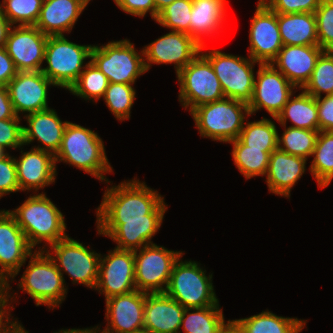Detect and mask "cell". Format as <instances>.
Masks as SVG:
<instances>
[{
	"mask_svg": "<svg viewBox=\"0 0 333 333\" xmlns=\"http://www.w3.org/2000/svg\"><path fill=\"white\" fill-rule=\"evenodd\" d=\"M165 198L137 177L106 187L96 221H163Z\"/></svg>",
	"mask_w": 333,
	"mask_h": 333,
	"instance_id": "6da1fadb",
	"label": "cell"
},
{
	"mask_svg": "<svg viewBox=\"0 0 333 333\" xmlns=\"http://www.w3.org/2000/svg\"><path fill=\"white\" fill-rule=\"evenodd\" d=\"M55 163L63 162L74 166L105 184L110 183L105 174L112 173L103 140L97 132L68 121Z\"/></svg>",
	"mask_w": 333,
	"mask_h": 333,
	"instance_id": "7a4b0ae2",
	"label": "cell"
},
{
	"mask_svg": "<svg viewBox=\"0 0 333 333\" xmlns=\"http://www.w3.org/2000/svg\"><path fill=\"white\" fill-rule=\"evenodd\" d=\"M45 192L30 195L14 210H8L25 233L29 245L37 250L47 249L50 245L67 237V224L63 213L55 206ZM48 245V246H47Z\"/></svg>",
	"mask_w": 333,
	"mask_h": 333,
	"instance_id": "3957f363",
	"label": "cell"
},
{
	"mask_svg": "<svg viewBox=\"0 0 333 333\" xmlns=\"http://www.w3.org/2000/svg\"><path fill=\"white\" fill-rule=\"evenodd\" d=\"M34 251L14 216L8 210H0V316L13 319L10 312L15 308L12 302L16 294L11 293L10 282Z\"/></svg>",
	"mask_w": 333,
	"mask_h": 333,
	"instance_id": "277c9868",
	"label": "cell"
},
{
	"mask_svg": "<svg viewBox=\"0 0 333 333\" xmlns=\"http://www.w3.org/2000/svg\"><path fill=\"white\" fill-rule=\"evenodd\" d=\"M190 114L201 137L222 143L238 139L250 116L248 104L231 98L202 104Z\"/></svg>",
	"mask_w": 333,
	"mask_h": 333,
	"instance_id": "5b68a950",
	"label": "cell"
},
{
	"mask_svg": "<svg viewBox=\"0 0 333 333\" xmlns=\"http://www.w3.org/2000/svg\"><path fill=\"white\" fill-rule=\"evenodd\" d=\"M29 259L19 279L18 290L21 289L34 299L36 306L59 308L68 292L61 272L44 250L35 249Z\"/></svg>",
	"mask_w": 333,
	"mask_h": 333,
	"instance_id": "8992f818",
	"label": "cell"
},
{
	"mask_svg": "<svg viewBox=\"0 0 333 333\" xmlns=\"http://www.w3.org/2000/svg\"><path fill=\"white\" fill-rule=\"evenodd\" d=\"M175 262L165 293L179 302L184 308H199L219 305L212 283L213 273L192 260Z\"/></svg>",
	"mask_w": 333,
	"mask_h": 333,
	"instance_id": "52a82bcc",
	"label": "cell"
},
{
	"mask_svg": "<svg viewBox=\"0 0 333 333\" xmlns=\"http://www.w3.org/2000/svg\"><path fill=\"white\" fill-rule=\"evenodd\" d=\"M93 45H79L64 35L48 36L44 61L48 65L41 72L55 87L69 90L91 59Z\"/></svg>",
	"mask_w": 333,
	"mask_h": 333,
	"instance_id": "ba28073f",
	"label": "cell"
},
{
	"mask_svg": "<svg viewBox=\"0 0 333 333\" xmlns=\"http://www.w3.org/2000/svg\"><path fill=\"white\" fill-rule=\"evenodd\" d=\"M136 50L130 39L109 41L105 45H93L90 60L106 75L109 83L133 85L147 72L143 49Z\"/></svg>",
	"mask_w": 333,
	"mask_h": 333,
	"instance_id": "9c48e42d",
	"label": "cell"
},
{
	"mask_svg": "<svg viewBox=\"0 0 333 333\" xmlns=\"http://www.w3.org/2000/svg\"><path fill=\"white\" fill-rule=\"evenodd\" d=\"M47 248L44 251L61 272L64 282L65 273L71 278L73 284H82L95 290L99 277L100 253L69 235Z\"/></svg>",
	"mask_w": 333,
	"mask_h": 333,
	"instance_id": "30bf717a",
	"label": "cell"
},
{
	"mask_svg": "<svg viewBox=\"0 0 333 333\" xmlns=\"http://www.w3.org/2000/svg\"><path fill=\"white\" fill-rule=\"evenodd\" d=\"M207 46H201L200 53L210 62L218 77L225 98L249 104L252 99L255 73L254 65L258 62L250 57L228 54L216 49L206 53L203 50Z\"/></svg>",
	"mask_w": 333,
	"mask_h": 333,
	"instance_id": "8fae6325",
	"label": "cell"
},
{
	"mask_svg": "<svg viewBox=\"0 0 333 333\" xmlns=\"http://www.w3.org/2000/svg\"><path fill=\"white\" fill-rule=\"evenodd\" d=\"M178 100L185 110L225 98L221 83L210 62L199 53L177 74Z\"/></svg>",
	"mask_w": 333,
	"mask_h": 333,
	"instance_id": "7c38bea8",
	"label": "cell"
},
{
	"mask_svg": "<svg viewBox=\"0 0 333 333\" xmlns=\"http://www.w3.org/2000/svg\"><path fill=\"white\" fill-rule=\"evenodd\" d=\"M182 251L168 250L156 243L134 251L136 289L146 293L165 292L175 262Z\"/></svg>",
	"mask_w": 333,
	"mask_h": 333,
	"instance_id": "4fadbf2b",
	"label": "cell"
},
{
	"mask_svg": "<svg viewBox=\"0 0 333 333\" xmlns=\"http://www.w3.org/2000/svg\"><path fill=\"white\" fill-rule=\"evenodd\" d=\"M256 75L252 99L248 104L250 115L265 109L276 118L297 88L272 64H260Z\"/></svg>",
	"mask_w": 333,
	"mask_h": 333,
	"instance_id": "5bb4252c",
	"label": "cell"
},
{
	"mask_svg": "<svg viewBox=\"0 0 333 333\" xmlns=\"http://www.w3.org/2000/svg\"><path fill=\"white\" fill-rule=\"evenodd\" d=\"M134 266V251L114 248L101 254L95 291L106 300L136 290Z\"/></svg>",
	"mask_w": 333,
	"mask_h": 333,
	"instance_id": "9a60e30c",
	"label": "cell"
},
{
	"mask_svg": "<svg viewBox=\"0 0 333 333\" xmlns=\"http://www.w3.org/2000/svg\"><path fill=\"white\" fill-rule=\"evenodd\" d=\"M142 49L147 72L152 64H174L177 75L200 53L201 45L188 34L170 31Z\"/></svg>",
	"mask_w": 333,
	"mask_h": 333,
	"instance_id": "2e32d148",
	"label": "cell"
},
{
	"mask_svg": "<svg viewBox=\"0 0 333 333\" xmlns=\"http://www.w3.org/2000/svg\"><path fill=\"white\" fill-rule=\"evenodd\" d=\"M248 53L252 60L260 64H271L283 47L277 23V13L264 4H257L251 18Z\"/></svg>",
	"mask_w": 333,
	"mask_h": 333,
	"instance_id": "e0dca14e",
	"label": "cell"
},
{
	"mask_svg": "<svg viewBox=\"0 0 333 333\" xmlns=\"http://www.w3.org/2000/svg\"><path fill=\"white\" fill-rule=\"evenodd\" d=\"M48 36L35 26H12L5 49L18 72L41 71Z\"/></svg>",
	"mask_w": 333,
	"mask_h": 333,
	"instance_id": "ac0fdd59",
	"label": "cell"
},
{
	"mask_svg": "<svg viewBox=\"0 0 333 333\" xmlns=\"http://www.w3.org/2000/svg\"><path fill=\"white\" fill-rule=\"evenodd\" d=\"M146 292L134 290L105 300L106 327L100 333H135L144 331V305Z\"/></svg>",
	"mask_w": 333,
	"mask_h": 333,
	"instance_id": "d6986e66",
	"label": "cell"
},
{
	"mask_svg": "<svg viewBox=\"0 0 333 333\" xmlns=\"http://www.w3.org/2000/svg\"><path fill=\"white\" fill-rule=\"evenodd\" d=\"M51 86L55 85L41 71L17 72L7 85L16 116L50 108L47 100Z\"/></svg>",
	"mask_w": 333,
	"mask_h": 333,
	"instance_id": "ffe728a7",
	"label": "cell"
},
{
	"mask_svg": "<svg viewBox=\"0 0 333 333\" xmlns=\"http://www.w3.org/2000/svg\"><path fill=\"white\" fill-rule=\"evenodd\" d=\"M23 147H20V157H14L20 191L34 190L37 193L39 189L54 184L57 176L54 155L32 147L24 152Z\"/></svg>",
	"mask_w": 333,
	"mask_h": 333,
	"instance_id": "44dd1931",
	"label": "cell"
},
{
	"mask_svg": "<svg viewBox=\"0 0 333 333\" xmlns=\"http://www.w3.org/2000/svg\"><path fill=\"white\" fill-rule=\"evenodd\" d=\"M27 126H23V144L37 140L40 145L32 148L47 151L55 155L61 145L63 133L68 121H62L53 108L37 111L23 117Z\"/></svg>",
	"mask_w": 333,
	"mask_h": 333,
	"instance_id": "7402d4cb",
	"label": "cell"
},
{
	"mask_svg": "<svg viewBox=\"0 0 333 333\" xmlns=\"http://www.w3.org/2000/svg\"><path fill=\"white\" fill-rule=\"evenodd\" d=\"M163 221H96L98 235L111 238L121 250L135 251L152 244Z\"/></svg>",
	"mask_w": 333,
	"mask_h": 333,
	"instance_id": "603a6c76",
	"label": "cell"
},
{
	"mask_svg": "<svg viewBox=\"0 0 333 333\" xmlns=\"http://www.w3.org/2000/svg\"><path fill=\"white\" fill-rule=\"evenodd\" d=\"M185 308L165 292L146 293L144 331L147 333H179Z\"/></svg>",
	"mask_w": 333,
	"mask_h": 333,
	"instance_id": "cb8c5ba5",
	"label": "cell"
},
{
	"mask_svg": "<svg viewBox=\"0 0 333 333\" xmlns=\"http://www.w3.org/2000/svg\"><path fill=\"white\" fill-rule=\"evenodd\" d=\"M323 51L319 46L285 45L271 64L301 90L309 81Z\"/></svg>",
	"mask_w": 333,
	"mask_h": 333,
	"instance_id": "d4e9b609",
	"label": "cell"
},
{
	"mask_svg": "<svg viewBox=\"0 0 333 333\" xmlns=\"http://www.w3.org/2000/svg\"><path fill=\"white\" fill-rule=\"evenodd\" d=\"M307 159L290 155L280 149L270 154L265 182L268 191L277 196L290 198L291 190L305 173Z\"/></svg>",
	"mask_w": 333,
	"mask_h": 333,
	"instance_id": "484cf974",
	"label": "cell"
},
{
	"mask_svg": "<svg viewBox=\"0 0 333 333\" xmlns=\"http://www.w3.org/2000/svg\"><path fill=\"white\" fill-rule=\"evenodd\" d=\"M85 8L81 0H43L35 27L47 36L71 33Z\"/></svg>",
	"mask_w": 333,
	"mask_h": 333,
	"instance_id": "4316f807",
	"label": "cell"
},
{
	"mask_svg": "<svg viewBox=\"0 0 333 333\" xmlns=\"http://www.w3.org/2000/svg\"><path fill=\"white\" fill-rule=\"evenodd\" d=\"M227 1L192 0L189 36L193 37L201 46L206 45L205 37L219 35L218 31L223 29L222 26L226 20Z\"/></svg>",
	"mask_w": 333,
	"mask_h": 333,
	"instance_id": "83f0119b",
	"label": "cell"
},
{
	"mask_svg": "<svg viewBox=\"0 0 333 333\" xmlns=\"http://www.w3.org/2000/svg\"><path fill=\"white\" fill-rule=\"evenodd\" d=\"M277 23L283 46H318L315 13H277Z\"/></svg>",
	"mask_w": 333,
	"mask_h": 333,
	"instance_id": "f1b7e54d",
	"label": "cell"
},
{
	"mask_svg": "<svg viewBox=\"0 0 333 333\" xmlns=\"http://www.w3.org/2000/svg\"><path fill=\"white\" fill-rule=\"evenodd\" d=\"M301 91L298 95L293 93L274 120L280 125H286L289 119L293 124L289 127L319 130L316 98Z\"/></svg>",
	"mask_w": 333,
	"mask_h": 333,
	"instance_id": "f546056e",
	"label": "cell"
},
{
	"mask_svg": "<svg viewBox=\"0 0 333 333\" xmlns=\"http://www.w3.org/2000/svg\"><path fill=\"white\" fill-rule=\"evenodd\" d=\"M235 320L246 333H300L307 323L304 319L278 316L268 309L259 314Z\"/></svg>",
	"mask_w": 333,
	"mask_h": 333,
	"instance_id": "4dcf8cb0",
	"label": "cell"
},
{
	"mask_svg": "<svg viewBox=\"0 0 333 333\" xmlns=\"http://www.w3.org/2000/svg\"><path fill=\"white\" fill-rule=\"evenodd\" d=\"M312 157L309 170L318 188L324 189L333 180V132H318Z\"/></svg>",
	"mask_w": 333,
	"mask_h": 333,
	"instance_id": "1f68e13d",
	"label": "cell"
},
{
	"mask_svg": "<svg viewBox=\"0 0 333 333\" xmlns=\"http://www.w3.org/2000/svg\"><path fill=\"white\" fill-rule=\"evenodd\" d=\"M232 144V157L239 172L246 178L266 176L270 154L264 149H255L246 146L239 138L228 142Z\"/></svg>",
	"mask_w": 333,
	"mask_h": 333,
	"instance_id": "d6a6232c",
	"label": "cell"
},
{
	"mask_svg": "<svg viewBox=\"0 0 333 333\" xmlns=\"http://www.w3.org/2000/svg\"><path fill=\"white\" fill-rule=\"evenodd\" d=\"M225 322L220 305L185 308L181 327L184 333H219Z\"/></svg>",
	"mask_w": 333,
	"mask_h": 333,
	"instance_id": "836d02e7",
	"label": "cell"
},
{
	"mask_svg": "<svg viewBox=\"0 0 333 333\" xmlns=\"http://www.w3.org/2000/svg\"><path fill=\"white\" fill-rule=\"evenodd\" d=\"M275 119L264 118L257 121H249L244 123L240 132L239 139L246 145L255 149H264L265 152L271 154L278 148V130L276 128ZM273 120V121H272Z\"/></svg>",
	"mask_w": 333,
	"mask_h": 333,
	"instance_id": "e575fe53",
	"label": "cell"
},
{
	"mask_svg": "<svg viewBox=\"0 0 333 333\" xmlns=\"http://www.w3.org/2000/svg\"><path fill=\"white\" fill-rule=\"evenodd\" d=\"M108 84L106 75L89 60L77 81L68 91L85 101L92 100L94 103L103 98Z\"/></svg>",
	"mask_w": 333,
	"mask_h": 333,
	"instance_id": "d590c367",
	"label": "cell"
},
{
	"mask_svg": "<svg viewBox=\"0 0 333 333\" xmlns=\"http://www.w3.org/2000/svg\"><path fill=\"white\" fill-rule=\"evenodd\" d=\"M281 126L284 129L282 136H278V149L307 160L308 157H312L319 130Z\"/></svg>",
	"mask_w": 333,
	"mask_h": 333,
	"instance_id": "8d00e7d4",
	"label": "cell"
},
{
	"mask_svg": "<svg viewBox=\"0 0 333 333\" xmlns=\"http://www.w3.org/2000/svg\"><path fill=\"white\" fill-rule=\"evenodd\" d=\"M315 98L333 94V51H323L318 57L309 81L301 89Z\"/></svg>",
	"mask_w": 333,
	"mask_h": 333,
	"instance_id": "74e56055",
	"label": "cell"
},
{
	"mask_svg": "<svg viewBox=\"0 0 333 333\" xmlns=\"http://www.w3.org/2000/svg\"><path fill=\"white\" fill-rule=\"evenodd\" d=\"M135 99L134 86L123 83H109L103 96L109 111L120 122L130 119Z\"/></svg>",
	"mask_w": 333,
	"mask_h": 333,
	"instance_id": "f35d334b",
	"label": "cell"
},
{
	"mask_svg": "<svg viewBox=\"0 0 333 333\" xmlns=\"http://www.w3.org/2000/svg\"><path fill=\"white\" fill-rule=\"evenodd\" d=\"M43 0H2L0 11L12 26H35Z\"/></svg>",
	"mask_w": 333,
	"mask_h": 333,
	"instance_id": "ab89813d",
	"label": "cell"
},
{
	"mask_svg": "<svg viewBox=\"0 0 333 333\" xmlns=\"http://www.w3.org/2000/svg\"><path fill=\"white\" fill-rule=\"evenodd\" d=\"M192 7V0H175L158 14L155 22L171 31L189 35Z\"/></svg>",
	"mask_w": 333,
	"mask_h": 333,
	"instance_id": "60d3db41",
	"label": "cell"
},
{
	"mask_svg": "<svg viewBox=\"0 0 333 333\" xmlns=\"http://www.w3.org/2000/svg\"><path fill=\"white\" fill-rule=\"evenodd\" d=\"M315 16L318 46L324 51H333V0H321Z\"/></svg>",
	"mask_w": 333,
	"mask_h": 333,
	"instance_id": "b9f144b4",
	"label": "cell"
},
{
	"mask_svg": "<svg viewBox=\"0 0 333 333\" xmlns=\"http://www.w3.org/2000/svg\"><path fill=\"white\" fill-rule=\"evenodd\" d=\"M21 117L0 120V146L4 149H19L23 144V125Z\"/></svg>",
	"mask_w": 333,
	"mask_h": 333,
	"instance_id": "7bdbcfd3",
	"label": "cell"
},
{
	"mask_svg": "<svg viewBox=\"0 0 333 333\" xmlns=\"http://www.w3.org/2000/svg\"><path fill=\"white\" fill-rule=\"evenodd\" d=\"M321 0H267L264 5L275 13H315Z\"/></svg>",
	"mask_w": 333,
	"mask_h": 333,
	"instance_id": "ee69618b",
	"label": "cell"
},
{
	"mask_svg": "<svg viewBox=\"0 0 333 333\" xmlns=\"http://www.w3.org/2000/svg\"><path fill=\"white\" fill-rule=\"evenodd\" d=\"M20 192L14 156L9 153L0 159V199L4 195Z\"/></svg>",
	"mask_w": 333,
	"mask_h": 333,
	"instance_id": "f6af8a7d",
	"label": "cell"
},
{
	"mask_svg": "<svg viewBox=\"0 0 333 333\" xmlns=\"http://www.w3.org/2000/svg\"><path fill=\"white\" fill-rule=\"evenodd\" d=\"M114 3L126 14L142 18L149 12L152 19L156 20V8L153 0H115Z\"/></svg>",
	"mask_w": 333,
	"mask_h": 333,
	"instance_id": "bcb514c9",
	"label": "cell"
},
{
	"mask_svg": "<svg viewBox=\"0 0 333 333\" xmlns=\"http://www.w3.org/2000/svg\"><path fill=\"white\" fill-rule=\"evenodd\" d=\"M319 131L333 132V94L316 98Z\"/></svg>",
	"mask_w": 333,
	"mask_h": 333,
	"instance_id": "7dc6e473",
	"label": "cell"
},
{
	"mask_svg": "<svg viewBox=\"0 0 333 333\" xmlns=\"http://www.w3.org/2000/svg\"><path fill=\"white\" fill-rule=\"evenodd\" d=\"M17 72L14 62L8 55L5 47L0 48V86L7 87Z\"/></svg>",
	"mask_w": 333,
	"mask_h": 333,
	"instance_id": "c3c4849f",
	"label": "cell"
},
{
	"mask_svg": "<svg viewBox=\"0 0 333 333\" xmlns=\"http://www.w3.org/2000/svg\"><path fill=\"white\" fill-rule=\"evenodd\" d=\"M16 116L7 87L0 86V120Z\"/></svg>",
	"mask_w": 333,
	"mask_h": 333,
	"instance_id": "681fc988",
	"label": "cell"
},
{
	"mask_svg": "<svg viewBox=\"0 0 333 333\" xmlns=\"http://www.w3.org/2000/svg\"><path fill=\"white\" fill-rule=\"evenodd\" d=\"M17 319L0 316V333H29Z\"/></svg>",
	"mask_w": 333,
	"mask_h": 333,
	"instance_id": "f907efd6",
	"label": "cell"
},
{
	"mask_svg": "<svg viewBox=\"0 0 333 333\" xmlns=\"http://www.w3.org/2000/svg\"><path fill=\"white\" fill-rule=\"evenodd\" d=\"M12 25L0 11V48L5 47L8 33Z\"/></svg>",
	"mask_w": 333,
	"mask_h": 333,
	"instance_id": "816d5d0a",
	"label": "cell"
},
{
	"mask_svg": "<svg viewBox=\"0 0 333 333\" xmlns=\"http://www.w3.org/2000/svg\"><path fill=\"white\" fill-rule=\"evenodd\" d=\"M219 333H246V331L236 320L233 319L225 322Z\"/></svg>",
	"mask_w": 333,
	"mask_h": 333,
	"instance_id": "f5cc1de1",
	"label": "cell"
},
{
	"mask_svg": "<svg viewBox=\"0 0 333 333\" xmlns=\"http://www.w3.org/2000/svg\"><path fill=\"white\" fill-rule=\"evenodd\" d=\"M154 1V5L156 8V19L158 17V14L168 5H170L171 3H173L175 0H153Z\"/></svg>",
	"mask_w": 333,
	"mask_h": 333,
	"instance_id": "db71d44e",
	"label": "cell"
},
{
	"mask_svg": "<svg viewBox=\"0 0 333 333\" xmlns=\"http://www.w3.org/2000/svg\"><path fill=\"white\" fill-rule=\"evenodd\" d=\"M53 333H86V328H71V329H61L58 332L55 331Z\"/></svg>",
	"mask_w": 333,
	"mask_h": 333,
	"instance_id": "11a10c76",
	"label": "cell"
},
{
	"mask_svg": "<svg viewBox=\"0 0 333 333\" xmlns=\"http://www.w3.org/2000/svg\"><path fill=\"white\" fill-rule=\"evenodd\" d=\"M9 152H7V149H4L2 146H0V159L5 157Z\"/></svg>",
	"mask_w": 333,
	"mask_h": 333,
	"instance_id": "9f6ffc18",
	"label": "cell"
},
{
	"mask_svg": "<svg viewBox=\"0 0 333 333\" xmlns=\"http://www.w3.org/2000/svg\"><path fill=\"white\" fill-rule=\"evenodd\" d=\"M86 333H100V332L97 331L94 326V327L86 328Z\"/></svg>",
	"mask_w": 333,
	"mask_h": 333,
	"instance_id": "6f0895ef",
	"label": "cell"
},
{
	"mask_svg": "<svg viewBox=\"0 0 333 333\" xmlns=\"http://www.w3.org/2000/svg\"><path fill=\"white\" fill-rule=\"evenodd\" d=\"M82 3L87 7L91 0H81ZM115 2V0H113Z\"/></svg>",
	"mask_w": 333,
	"mask_h": 333,
	"instance_id": "680465c9",
	"label": "cell"
},
{
	"mask_svg": "<svg viewBox=\"0 0 333 333\" xmlns=\"http://www.w3.org/2000/svg\"><path fill=\"white\" fill-rule=\"evenodd\" d=\"M267 0H258L257 4H264Z\"/></svg>",
	"mask_w": 333,
	"mask_h": 333,
	"instance_id": "91938a15",
	"label": "cell"
},
{
	"mask_svg": "<svg viewBox=\"0 0 333 333\" xmlns=\"http://www.w3.org/2000/svg\"><path fill=\"white\" fill-rule=\"evenodd\" d=\"M135 333H147L146 331H139V332H135Z\"/></svg>",
	"mask_w": 333,
	"mask_h": 333,
	"instance_id": "94428289",
	"label": "cell"
}]
</instances>
